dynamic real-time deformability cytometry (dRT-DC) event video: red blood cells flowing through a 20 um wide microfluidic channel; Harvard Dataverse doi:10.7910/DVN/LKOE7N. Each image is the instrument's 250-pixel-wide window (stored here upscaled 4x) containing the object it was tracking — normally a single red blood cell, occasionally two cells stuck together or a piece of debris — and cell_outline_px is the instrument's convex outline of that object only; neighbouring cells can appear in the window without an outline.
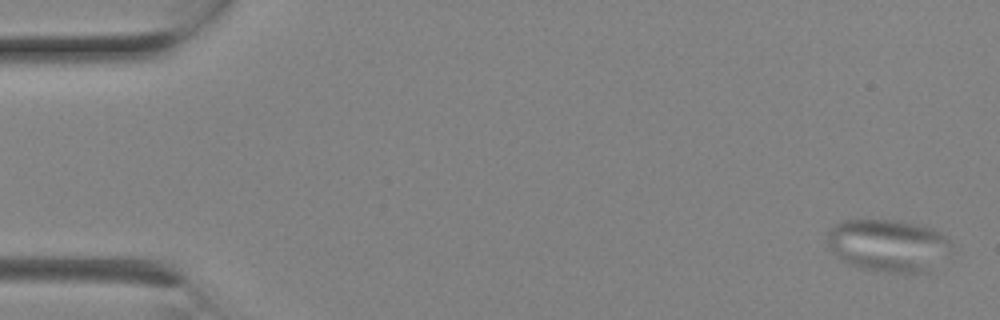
{"species": "Egyptian fruit bat (a non-hibernating species)", "species_latin": "Rousettus aegyptiacus", "temperature_condition": "room temperature", "stored_images_in_passage": 2, "camera_frame_rate_fps": 3000, "um_per_image_px": 0.085, "animal": {"sex": "female"}, "frame": {"image": 1, "passage_image": 1, "time_ms": 0.0, "image_size_px": [1000, 320], "cell_outline_px": [[948, 252], [928, 272], [892, 272], [860, 268], [848, 264], [840, 260], [828, 248], [828, 232], [836, 224], [844, 220], [896, 220], [916, 224], [932, 228], [944, 236], [948, 240]], "centroid_in_image_um": [75.43, 20.86], "position_along_channel_um": 9.6, "area_um2": 37.4}}